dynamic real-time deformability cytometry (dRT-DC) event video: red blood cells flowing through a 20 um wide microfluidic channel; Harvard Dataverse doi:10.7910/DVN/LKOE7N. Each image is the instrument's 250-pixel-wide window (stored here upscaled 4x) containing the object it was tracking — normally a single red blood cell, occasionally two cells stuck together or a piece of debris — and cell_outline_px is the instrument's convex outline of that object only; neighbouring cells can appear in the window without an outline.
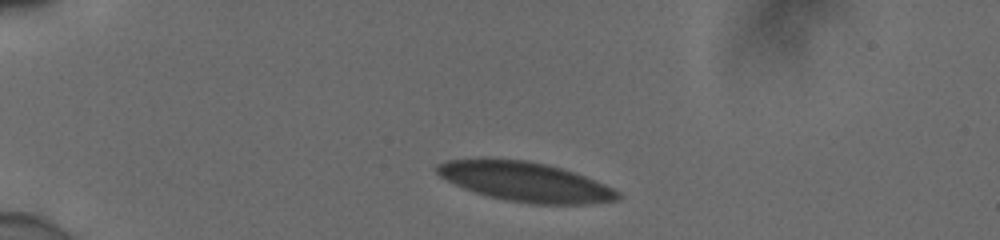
{"species": "human", "species_latin": "Homo sapiens", "temperature_condition": "cold", "stored_images_in_passage": 41, "camera_frame_rate_fps": 3000, "um_per_image_px": 0.085, "donor": {"sex": "male"}, "frame": {"image": 1, "passage_image": 1, "time_ms": 0.0, "image_size_px": [1000, 240], "cell_outline_px": [[620, 196], [616, 200], [584, 204], [532, 204], [508, 200], [488, 196], [464, 188], [440, 176], [436, 172], [436, 164], [448, 160], [524, 160], [548, 164], [584, 176], [604, 184], [620, 192]], "centroid_in_image_um": [44.67, 15.46], "position_along_channel_um": 40.3, "area_um2": 40.63}}
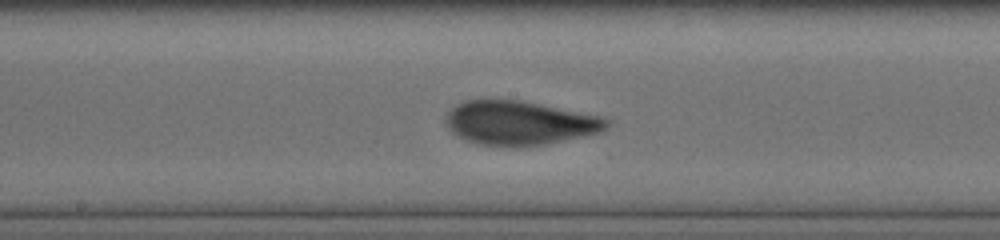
{"frame": {"image": 2, "passage_image": 18, "time_ms": 5.667, "image_size_px": [1000, 240], "cell_outline_px": [[608, 128], [600, 132], [584, 136], [544, 144], [480, 144], [464, 140], [452, 132], [448, 128], [448, 112], [456, 104], [464, 100], [520, 100], [600, 116], [608, 120]], "centroid_in_image_um": [44.17, 10.42], "position_along_channel_um": 204.0, "area_um2": 40.17}}
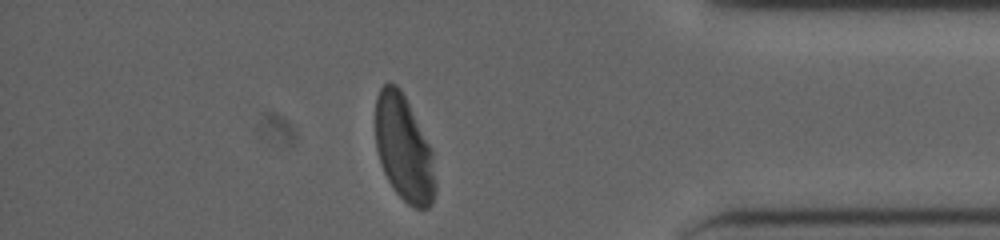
{"frame": {"image": 3, "passage_image": 35, "time_ms": 11.333, "image_size_px": [1000, 240], "cell_outline_px": [[436, 188], [432, 204], [428, 208], [416, 208], [408, 204], [396, 192], [388, 180], [384, 172], [376, 148], [376, 96], [380, 88], [388, 80], [396, 84], [400, 88], [432, 148], [436, 184]], "centroid_in_image_um": [34.34, 12.61], "position_along_channel_um": 400.9, "area_um2": 36.99}, "authors_computed_cell_mechanics": {"area_um2": 40.46, "velocity_mm_per_s": 3.8773, "shape_relaxation_time_tau1_ms": 10.0323, "shape_relaxation_time_tau2_ms": null, "deformation_change_tau1": 0.2541, "deformation_change_tau2": null}}